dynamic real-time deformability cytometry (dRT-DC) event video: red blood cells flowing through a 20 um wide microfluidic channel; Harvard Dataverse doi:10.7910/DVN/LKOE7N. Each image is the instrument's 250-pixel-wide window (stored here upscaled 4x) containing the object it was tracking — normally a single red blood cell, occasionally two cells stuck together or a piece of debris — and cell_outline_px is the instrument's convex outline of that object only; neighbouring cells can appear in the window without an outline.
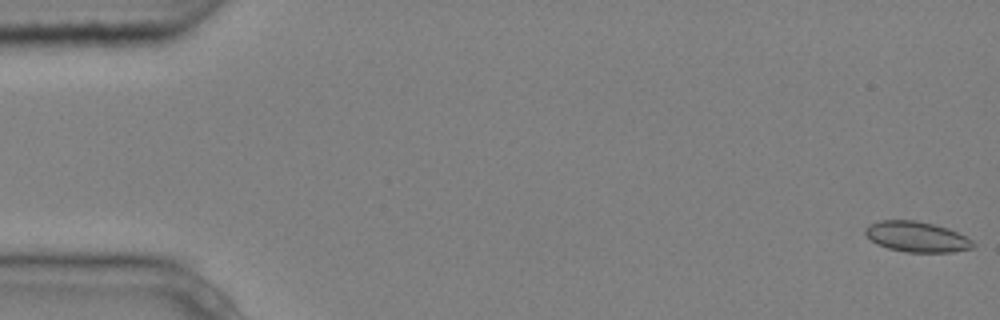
{"species": "common noctule bat (a hibernating species)", "species_latin": "Nyctalus noctula", "temperature_condition": "cold", "stored_images_in_passage": 5, "camera_frame_rate_fps": 3000, "um_per_image_px": 0.085, "animal": {"sex": "male", "body_mass_g": 20.4}, "frame": {"image": 1, "passage_image": 1, "time_ms": 0.0, "image_size_px": [1000, 320], "cell_outline_px": [[976, 244], [972, 248], [952, 252], [904, 252], [888, 248], [876, 244], [864, 232], [864, 228], [868, 224], [880, 220], [916, 220], [948, 228], [972, 240]], "centroid_in_image_um": [77.9, 20.12], "position_along_channel_um": 7.1, "area_um2": 19.13}}
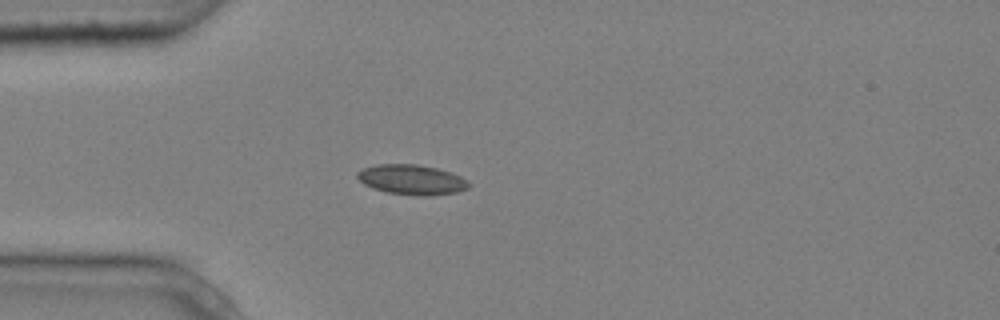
{"frame": {"image": 2, "passage_image": 5, "time_ms": 1.333, "image_size_px": [1000, 320], "cell_outline_px": [[472, 184], [468, 188], [456, 192], [428, 196], [416, 196], [388, 192], [372, 188], [364, 184], [356, 176], [356, 172], [364, 168], [376, 164], [416, 164], [436, 168], [460, 176], [468, 180]], "centroid_in_image_um": [35.0, 15.27], "position_along_channel_um": 50.0, "area_um2": 19.48}}